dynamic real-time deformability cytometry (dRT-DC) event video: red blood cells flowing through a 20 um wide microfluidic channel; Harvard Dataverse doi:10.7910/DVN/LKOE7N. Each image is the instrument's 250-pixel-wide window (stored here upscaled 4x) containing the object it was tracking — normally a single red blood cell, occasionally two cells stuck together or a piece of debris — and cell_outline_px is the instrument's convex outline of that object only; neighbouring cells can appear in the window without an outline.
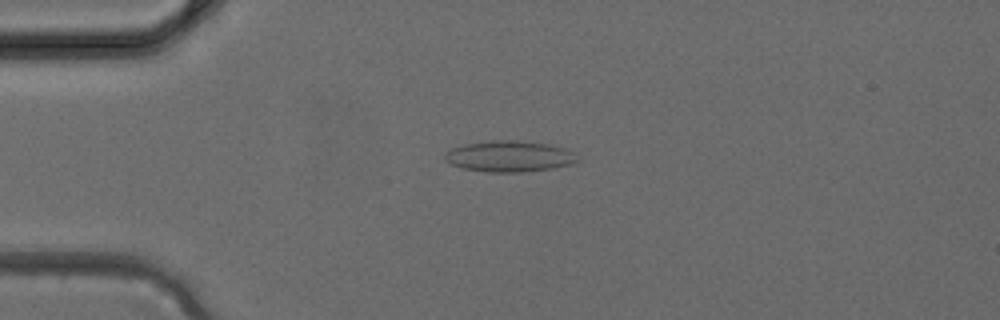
{"species": "common noctule bat (a hibernating species)", "species_latin": "Nyctalus noctula", "temperature_condition": "cold", "stored_images_in_passage": 2, "camera_frame_rate_fps": 3000, "um_per_image_px": 0.085, "animal": {"sex": "female", "body_mass_g": 24.6, "forearm_length_mm": 56.2}, "frame": {"image": 1, "passage_image": 2, "time_ms": 0.333, "image_size_px": [1000, 320], "cell_outline_px": [[580, 160], [572, 164], [552, 168], [524, 172], [488, 172], [464, 168], [452, 164], [444, 160], [444, 152], [452, 148], [464, 144], [492, 140], [516, 140], [548, 144], [564, 148], [572, 152]], "centroid_in_image_um": [43.28, 13.28], "position_along_channel_um": 41.7, "area_um2": 23.99}}